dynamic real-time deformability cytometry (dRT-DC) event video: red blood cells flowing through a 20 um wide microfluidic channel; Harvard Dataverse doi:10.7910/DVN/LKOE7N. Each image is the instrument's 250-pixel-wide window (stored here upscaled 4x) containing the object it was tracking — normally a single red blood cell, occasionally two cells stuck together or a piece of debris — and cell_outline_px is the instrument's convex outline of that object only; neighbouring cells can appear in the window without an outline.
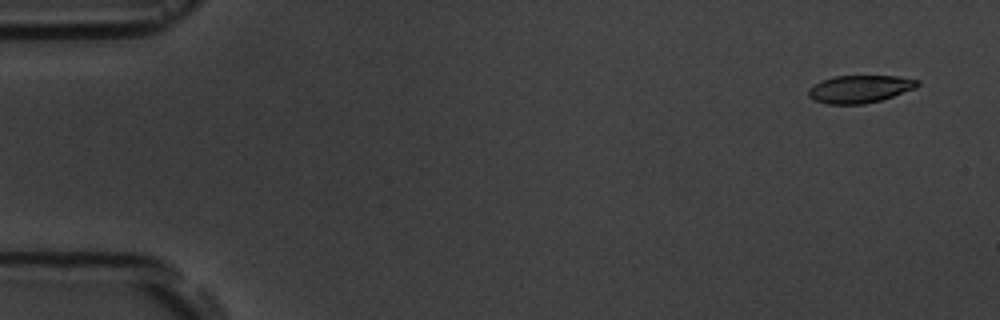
{"species": "common noctule bat (a hibernating species)", "species_latin": "Nyctalus noctula", "temperature_condition": "room temperature", "stored_images_in_passage": 5, "camera_frame_rate_fps": 3000, "um_per_image_px": 0.085, "animal": {"sex": "male", "body_mass_g": 19.5, "forearm_length_mm": 54.6}, "frame": {"image": 1, "passage_image": 1, "time_ms": 0.0, "image_size_px": [1000, 320], "cell_outline_px": [[920, 84], [916, 88], [880, 100], [864, 104], [828, 104], [816, 100], [808, 96], [808, 88], [832, 76], [896, 76], [920, 80]], "centroid_in_image_um": [73.1, 7.56], "position_along_channel_um": 11.9, "area_um2": 17.4}}
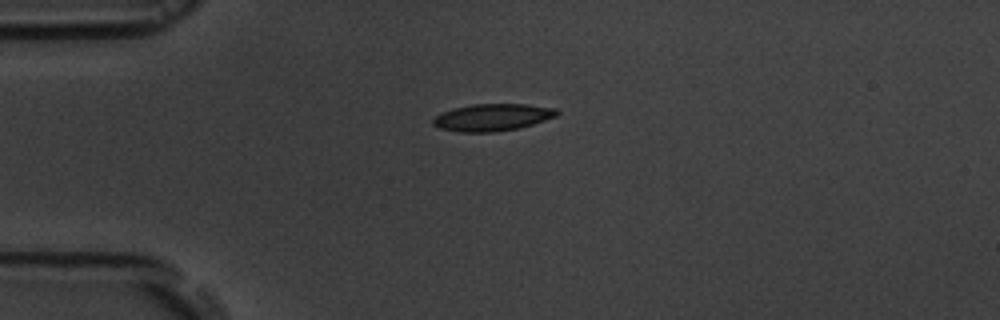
{"frame": {"image": 2, "passage_image": 4, "time_ms": 3.667, "image_size_px": [1000, 320], "cell_outline_px": [[560, 112], [556, 116], [532, 124], [516, 128], [492, 132], [460, 132], [440, 128], [432, 124], [432, 120], [440, 112], [452, 108], [472, 104], [524, 104], [556, 108]], "centroid_in_image_um": [41.82, 9.96], "position_along_channel_um": 43.2, "area_um2": 19.48}}